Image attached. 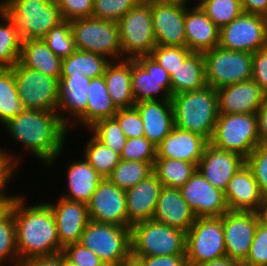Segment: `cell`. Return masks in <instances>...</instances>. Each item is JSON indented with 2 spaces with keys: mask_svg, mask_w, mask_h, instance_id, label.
<instances>
[{
  "mask_svg": "<svg viewBox=\"0 0 267 266\" xmlns=\"http://www.w3.org/2000/svg\"><path fill=\"white\" fill-rule=\"evenodd\" d=\"M1 126L12 142L23 146L26 152L29 150L47 168L63 155L69 129L57 112L24 109Z\"/></svg>",
  "mask_w": 267,
  "mask_h": 266,
  "instance_id": "cell-1",
  "label": "cell"
},
{
  "mask_svg": "<svg viewBox=\"0 0 267 266\" xmlns=\"http://www.w3.org/2000/svg\"><path fill=\"white\" fill-rule=\"evenodd\" d=\"M26 199L23 193L15 194L9 208L14 216L19 260L62 253L49 205L38 201L30 205Z\"/></svg>",
  "mask_w": 267,
  "mask_h": 266,
  "instance_id": "cell-2",
  "label": "cell"
},
{
  "mask_svg": "<svg viewBox=\"0 0 267 266\" xmlns=\"http://www.w3.org/2000/svg\"><path fill=\"white\" fill-rule=\"evenodd\" d=\"M171 102L174 125L199 134L209 142L219 116L217 90L206 85L199 90L173 95Z\"/></svg>",
  "mask_w": 267,
  "mask_h": 266,
  "instance_id": "cell-3",
  "label": "cell"
},
{
  "mask_svg": "<svg viewBox=\"0 0 267 266\" xmlns=\"http://www.w3.org/2000/svg\"><path fill=\"white\" fill-rule=\"evenodd\" d=\"M13 23L21 40L43 39L63 18L59 5L52 0H11L0 9Z\"/></svg>",
  "mask_w": 267,
  "mask_h": 266,
  "instance_id": "cell-4",
  "label": "cell"
},
{
  "mask_svg": "<svg viewBox=\"0 0 267 266\" xmlns=\"http://www.w3.org/2000/svg\"><path fill=\"white\" fill-rule=\"evenodd\" d=\"M131 256L186 254V232L146 220L131 226Z\"/></svg>",
  "mask_w": 267,
  "mask_h": 266,
  "instance_id": "cell-5",
  "label": "cell"
},
{
  "mask_svg": "<svg viewBox=\"0 0 267 266\" xmlns=\"http://www.w3.org/2000/svg\"><path fill=\"white\" fill-rule=\"evenodd\" d=\"M209 143L246 159L260 144L257 114L219 113Z\"/></svg>",
  "mask_w": 267,
  "mask_h": 266,
  "instance_id": "cell-6",
  "label": "cell"
},
{
  "mask_svg": "<svg viewBox=\"0 0 267 266\" xmlns=\"http://www.w3.org/2000/svg\"><path fill=\"white\" fill-rule=\"evenodd\" d=\"M70 25L77 50L97 53L111 61L123 59L118 22L87 17L72 20Z\"/></svg>",
  "mask_w": 267,
  "mask_h": 266,
  "instance_id": "cell-7",
  "label": "cell"
},
{
  "mask_svg": "<svg viewBox=\"0 0 267 266\" xmlns=\"http://www.w3.org/2000/svg\"><path fill=\"white\" fill-rule=\"evenodd\" d=\"M79 243L92 250L106 266H119L131 256V229L90 220Z\"/></svg>",
  "mask_w": 267,
  "mask_h": 266,
  "instance_id": "cell-8",
  "label": "cell"
},
{
  "mask_svg": "<svg viewBox=\"0 0 267 266\" xmlns=\"http://www.w3.org/2000/svg\"><path fill=\"white\" fill-rule=\"evenodd\" d=\"M123 59L150 55L156 46L151 2H140L118 21Z\"/></svg>",
  "mask_w": 267,
  "mask_h": 266,
  "instance_id": "cell-9",
  "label": "cell"
},
{
  "mask_svg": "<svg viewBox=\"0 0 267 266\" xmlns=\"http://www.w3.org/2000/svg\"><path fill=\"white\" fill-rule=\"evenodd\" d=\"M226 256L222 217H199L186 232L187 266Z\"/></svg>",
  "mask_w": 267,
  "mask_h": 266,
  "instance_id": "cell-10",
  "label": "cell"
},
{
  "mask_svg": "<svg viewBox=\"0 0 267 266\" xmlns=\"http://www.w3.org/2000/svg\"><path fill=\"white\" fill-rule=\"evenodd\" d=\"M203 54L206 84L215 90L252 78V53L217 46Z\"/></svg>",
  "mask_w": 267,
  "mask_h": 266,
  "instance_id": "cell-11",
  "label": "cell"
},
{
  "mask_svg": "<svg viewBox=\"0 0 267 266\" xmlns=\"http://www.w3.org/2000/svg\"><path fill=\"white\" fill-rule=\"evenodd\" d=\"M24 109L56 112L59 80L27 68L18 62L12 67Z\"/></svg>",
  "mask_w": 267,
  "mask_h": 266,
  "instance_id": "cell-12",
  "label": "cell"
},
{
  "mask_svg": "<svg viewBox=\"0 0 267 266\" xmlns=\"http://www.w3.org/2000/svg\"><path fill=\"white\" fill-rule=\"evenodd\" d=\"M219 47L232 51L254 53L267 46V18L242 13L220 28Z\"/></svg>",
  "mask_w": 267,
  "mask_h": 266,
  "instance_id": "cell-13",
  "label": "cell"
},
{
  "mask_svg": "<svg viewBox=\"0 0 267 266\" xmlns=\"http://www.w3.org/2000/svg\"><path fill=\"white\" fill-rule=\"evenodd\" d=\"M132 95L135 103L172 98L169 73L150 55L132 59Z\"/></svg>",
  "mask_w": 267,
  "mask_h": 266,
  "instance_id": "cell-14",
  "label": "cell"
},
{
  "mask_svg": "<svg viewBox=\"0 0 267 266\" xmlns=\"http://www.w3.org/2000/svg\"><path fill=\"white\" fill-rule=\"evenodd\" d=\"M222 217L226 257L243 263L260 222L257 212L227 211Z\"/></svg>",
  "mask_w": 267,
  "mask_h": 266,
  "instance_id": "cell-15",
  "label": "cell"
},
{
  "mask_svg": "<svg viewBox=\"0 0 267 266\" xmlns=\"http://www.w3.org/2000/svg\"><path fill=\"white\" fill-rule=\"evenodd\" d=\"M156 45L185 47V4L151 1Z\"/></svg>",
  "mask_w": 267,
  "mask_h": 266,
  "instance_id": "cell-16",
  "label": "cell"
},
{
  "mask_svg": "<svg viewBox=\"0 0 267 266\" xmlns=\"http://www.w3.org/2000/svg\"><path fill=\"white\" fill-rule=\"evenodd\" d=\"M89 219L128 227L125 190L103 179L87 203Z\"/></svg>",
  "mask_w": 267,
  "mask_h": 266,
  "instance_id": "cell-17",
  "label": "cell"
},
{
  "mask_svg": "<svg viewBox=\"0 0 267 266\" xmlns=\"http://www.w3.org/2000/svg\"><path fill=\"white\" fill-rule=\"evenodd\" d=\"M180 191L196 218L220 217L229 211L225 192L211 185L198 170Z\"/></svg>",
  "mask_w": 267,
  "mask_h": 266,
  "instance_id": "cell-18",
  "label": "cell"
},
{
  "mask_svg": "<svg viewBox=\"0 0 267 266\" xmlns=\"http://www.w3.org/2000/svg\"><path fill=\"white\" fill-rule=\"evenodd\" d=\"M53 212L60 246L80 242L90 221L87 204L59 196L57 202H46Z\"/></svg>",
  "mask_w": 267,
  "mask_h": 266,
  "instance_id": "cell-19",
  "label": "cell"
},
{
  "mask_svg": "<svg viewBox=\"0 0 267 266\" xmlns=\"http://www.w3.org/2000/svg\"><path fill=\"white\" fill-rule=\"evenodd\" d=\"M244 164L245 158L241 155L219 149L208 142L197 170L211 185L225 192L229 180Z\"/></svg>",
  "mask_w": 267,
  "mask_h": 266,
  "instance_id": "cell-20",
  "label": "cell"
},
{
  "mask_svg": "<svg viewBox=\"0 0 267 266\" xmlns=\"http://www.w3.org/2000/svg\"><path fill=\"white\" fill-rule=\"evenodd\" d=\"M90 81L91 78L82 74L78 76H60L56 112L68 128L87 109V93ZM67 115L69 116L67 117Z\"/></svg>",
  "mask_w": 267,
  "mask_h": 266,
  "instance_id": "cell-21",
  "label": "cell"
},
{
  "mask_svg": "<svg viewBox=\"0 0 267 266\" xmlns=\"http://www.w3.org/2000/svg\"><path fill=\"white\" fill-rule=\"evenodd\" d=\"M219 113H257L267 96L251 78L217 89Z\"/></svg>",
  "mask_w": 267,
  "mask_h": 266,
  "instance_id": "cell-22",
  "label": "cell"
},
{
  "mask_svg": "<svg viewBox=\"0 0 267 266\" xmlns=\"http://www.w3.org/2000/svg\"><path fill=\"white\" fill-rule=\"evenodd\" d=\"M225 199L229 211L258 212L266 198L251 170L244 164L229 180Z\"/></svg>",
  "mask_w": 267,
  "mask_h": 266,
  "instance_id": "cell-23",
  "label": "cell"
},
{
  "mask_svg": "<svg viewBox=\"0 0 267 266\" xmlns=\"http://www.w3.org/2000/svg\"><path fill=\"white\" fill-rule=\"evenodd\" d=\"M163 185L152 173L143 181L125 190L128 227L151 220Z\"/></svg>",
  "mask_w": 267,
  "mask_h": 266,
  "instance_id": "cell-24",
  "label": "cell"
},
{
  "mask_svg": "<svg viewBox=\"0 0 267 266\" xmlns=\"http://www.w3.org/2000/svg\"><path fill=\"white\" fill-rule=\"evenodd\" d=\"M219 33L220 29L197 4L185 5L186 47L191 52L204 53L217 47Z\"/></svg>",
  "mask_w": 267,
  "mask_h": 266,
  "instance_id": "cell-25",
  "label": "cell"
},
{
  "mask_svg": "<svg viewBox=\"0 0 267 266\" xmlns=\"http://www.w3.org/2000/svg\"><path fill=\"white\" fill-rule=\"evenodd\" d=\"M208 141L199 134L176 126L157 146V157L198 164Z\"/></svg>",
  "mask_w": 267,
  "mask_h": 266,
  "instance_id": "cell-26",
  "label": "cell"
},
{
  "mask_svg": "<svg viewBox=\"0 0 267 266\" xmlns=\"http://www.w3.org/2000/svg\"><path fill=\"white\" fill-rule=\"evenodd\" d=\"M134 107L143 121L144 136L158 146L175 126L171 100L141 101Z\"/></svg>",
  "mask_w": 267,
  "mask_h": 266,
  "instance_id": "cell-27",
  "label": "cell"
},
{
  "mask_svg": "<svg viewBox=\"0 0 267 266\" xmlns=\"http://www.w3.org/2000/svg\"><path fill=\"white\" fill-rule=\"evenodd\" d=\"M195 219L180 189L163 186L152 220L187 232Z\"/></svg>",
  "mask_w": 267,
  "mask_h": 266,
  "instance_id": "cell-28",
  "label": "cell"
},
{
  "mask_svg": "<svg viewBox=\"0 0 267 266\" xmlns=\"http://www.w3.org/2000/svg\"><path fill=\"white\" fill-rule=\"evenodd\" d=\"M68 164L67 183L61 197L87 204L103 177L84 157ZM66 191V192H65Z\"/></svg>",
  "mask_w": 267,
  "mask_h": 266,
  "instance_id": "cell-29",
  "label": "cell"
},
{
  "mask_svg": "<svg viewBox=\"0 0 267 266\" xmlns=\"http://www.w3.org/2000/svg\"><path fill=\"white\" fill-rule=\"evenodd\" d=\"M87 98L86 111L68 128L70 131L81 126L87 130L100 119L114 117L119 110L109 96L103 76L91 79Z\"/></svg>",
  "mask_w": 267,
  "mask_h": 266,
  "instance_id": "cell-30",
  "label": "cell"
},
{
  "mask_svg": "<svg viewBox=\"0 0 267 266\" xmlns=\"http://www.w3.org/2000/svg\"><path fill=\"white\" fill-rule=\"evenodd\" d=\"M111 100L118 108L134 107L132 59L111 61L103 74Z\"/></svg>",
  "mask_w": 267,
  "mask_h": 266,
  "instance_id": "cell-31",
  "label": "cell"
},
{
  "mask_svg": "<svg viewBox=\"0 0 267 266\" xmlns=\"http://www.w3.org/2000/svg\"><path fill=\"white\" fill-rule=\"evenodd\" d=\"M19 62L46 76L60 79L62 59L53 53L43 39L23 40Z\"/></svg>",
  "mask_w": 267,
  "mask_h": 266,
  "instance_id": "cell-32",
  "label": "cell"
},
{
  "mask_svg": "<svg viewBox=\"0 0 267 266\" xmlns=\"http://www.w3.org/2000/svg\"><path fill=\"white\" fill-rule=\"evenodd\" d=\"M171 94L199 90L205 87V61L201 52H191L170 75Z\"/></svg>",
  "mask_w": 267,
  "mask_h": 266,
  "instance_id": "cell-33",
  "label": "cell"
},
{
  "mask_svg": "<svg viewBox=\"0 0 267 266\" xmlns=\"http://www.w3.org/2000/svg\"><path fill=\"white\" fill-rule=\"evenodd\" d=\"M110 62L103 55L76 49L69 57L62 59L60 76L82 74L91 79L101 77Z\"/></svg>",
  "mask_w": 267,
  "mask_h": 266,
  "instance_id": "cell-34",
  "label": "cell"
},
{
  "mask_svg": "<svg viewBox=\"0 0 267 266\" xmlns=\"http://www.w3.org/2000/svg\"><path fill=\"white\" fill-rule=\"evenodd\" d=\"M197 164L187 161L156 158L153 173L164 187L180 189L195 173Z\"/></svg>",
  "mask_w": 267,
  "mask_h": 266,
  "instance_id": "cell-35",
  "label": "cell"
},
{
  "mask_svg": "<svg viewBox=\"0 0 267 266\" xmlns=\"http://www.w3.org/2000/svg\"><path fill=\"white\" fill-rule=\"evenodd\" d=\"M83 154L87 162L98 172L103 179H107L115 166L120 162V154L107 147L93 134L84 145Z\"/></svg>",
  "mask_w": 267,
  "mask_h": 266,
  "instance_id": "cell-36",
  "label": "cell"
},
{
  "mask_svg": "<svg viewBox=\"0 0 267 266\" xmlns=\"http://www.w3.org/2000/svg\"><path fill=\"white\" fill-rule=\"evenodd\" d=\"M23 110L12 68H0V124L4 125Z\"/></svg>",
  "mask_w": 267,
  "mask_h": 266,
  "instance_id": "cell-37",
  "label": "cell"
},
{
  "mask_svg": "<svg viewBox=\"0 0 267 266\" xmlns=\"http://www.w3.org/2000/svg\"><path fill=\"white\" fill-rule=\"evenodd\" d=\"M0 20V68H12L19 62L22 40L1 10Z\"/></svg>",
  "mask_w": 267,
  "mask_h": 266,
  "instance_id": "cell-38",
  "label": "cell"
},
{
  "mask_svg": "<svg viewBox=\"0 0 267 266\" xmlns=\"http://www.w3.org/2000/svg\"><path fill=\"white\" fill-rule=\"evenodd\" d=\"M152 173L153 167L149 163L120 160L107 179L120 189L127 190Z\"/></svg>",
  "mask_w": 267,
  "mask_h": 266,
  "instance_id": "cell-39",
  "label": "cell"
},
{
  "mask_svg": "<svg viewBox=\"0 0 267 266\" xmlns=\"http://www.w3.org/2000/svg\"><path fill=\"white\" fill-rule=\"evenodd\" d=\"M197 5L219 29L243 13L240 0H200Z\"/></svg>",
  "mask_w": 267,
  "mask_h": 266,
  "instance_id": "cell-40",
  "label": "cell"
},
{
  "mask_svg": "<svg viewBox=\"0 0 267 266\" xmlns=\"http://www.w3.org/2000/svg\"><path fill=\"white\" fill-rule=\"evenodd\" d=\"M18 262L14 216L9 210L0 218V266H16Z\"/></svg>",
  "mask_w": 267,
  "mask_h": 266,
  "instance_id": "cell-41",
  "label": "cell"
},
{
  "mask_svg": "<svg viewBox=\"0 0 267 266\" xmlns=\"http://www.w3.org/2000/svg\"><path fill=\"white\" fill-rule=\"evenodd\" d=\"M87 131L107 147L121 154L127 138L114 117L96 121Z\"/></svg>",
  "mask_w": 267,
  "mask_h": 266,
  "instance_id": "cell-42",
  "label": "cell"
},
{
  "mask_svg": "<svg viewBox=\"0 0 267 266\" xmlns=\"http://www.w3.org/2000/svg\"><path fill=\"white\" fill-rule=\"evenodd\" d=\"M53 53L61 59L69 57L75 50L70 21H63L51 28L43 38Z\"/></svg>",
  "mask_w": 267,
  "mask_h": 266,
  "instance_id": "cell-43",
  "label": "cell"
},
{
  "mask_svg": "<svg viewBox=\"0 0 267 266\" xmlns=\"http://www.w3.org/2000/svg\"><path fill=\"white\" fill-rule=\"evenodd\" d=\"M157 157V146L145 136L126 139L120 154L121 160L139 161L154 166Z\"/></svg>",
  "mask_w": 267,
  "mask_h": 266,
  "instance_id": "cell-44",
  "label": "cell"
},
{
  "mask_svg": "<svg viewBox=\"0 0 267 266\" xmlns=\"http://www.w3.org/2000/svg\"><path fill=\"white\" fill-rule=\"evenodd\" d=\"M140 0H94L92 17L118 22Z\"/></svg>",
  "mask_w": 267,
  "mask_h": 266,
  "instance_id": "cell-45",
  "label": "cell"
},
{
  "mask_svg": "<svg viewBox=\"0 0 267 266\" xmlns=\"http://www.w3.org/2000/svg\"><path fill=\"white\" fill-rule=\"evenodd\" d=\"M190 53L191 51L186 46L156 45L150 56L171 75Z\"/></svg>",
  "mask_w": 267,
  "mask_h": 266,
  "instance_id": "cell-46",
  "label": "cell"
},
{
  "mask_svg": "<svg viewBox=\"0 0 267 266\" xmlns=\"http://www.w3.org/2000/svg\"><path fill=\"white\" fill-rule=\"evenodd\" d=\"M262 194L267 198V144H258L245 159Z\"/></svg>",
  "mask_w": 267,
  "mask_h": 266,
  "instance_id": "cell-47",
  "label": "cell"
},
{
  "mask_svg": "<svg viewBox=\"0 0 267 266\" xmlns=\"http://www.w3.org/2000/svg\"><path fill=\"white\" fill-rule=\"evenodd\" d=\"M242 266H267V227L258 223L253 242Z\"/></svg>",
  "mask_w": 267,
  "mask_h": 266,
  "instance_id": "cell-48",
  "label": "cell"
},
{
  "mask_svg": "<svg viewBox=\"0 0 267 266\" xmlns=\"http://www.w3.org/2000/svg\"><path fill=\"white\" fill-rule=\"evenodd\" d=\"M126 138L143 137V121L135 107L119 108L114 115Z\"/></svg>",
  "mask_w": 267,
  "mask_h": 266,
  "instance_id": "cell-49",
  "label": "cell"
},
{
  "mask_svg": "<svg viewBox=\"0 0 267 266\" xmlns=\"http://www.w3.org/2000/svg\"><path fill=\"white\" fill-rule=\"evenodd\" d=\"M6 149L0 146V194H9L5 192L8 191L7 185L16 176L18 168L22 165L20 162H23L20 156Z\"/></svg>",
  "mask_w": 267,
  "mask_h": 266,
  "instance_id": "cell-50",
  "label": "cell"
},
{
  "mask_svg": "<svg viewBox=\"0 0 267 266\" xmlns=\"http://www.w3.org/2000/svg\"><path fill=\"white\" fill-rule=\"evenodd\" d=\"M62 254L78 266H106L92 250L79 242L65 246Z\"/></svg>",
  "mask_w": 267,
  "mask_h": 266,
  "instance_id": "cell-51",
  "label": "cell"
},
{
  "mask_svg": "<svg viewBox=\"0 0 267 266\" xmlns=\"http://www.w3.org/2000/svg\"><path fill=\"white\" fill-rule=\"evenodd\" d=\"M94 0H61L58 5L63 20L92 17Z\"/></svg>",
  "mask_w": 267,
  "mask_h": 266,
  "instance_id": "cell-52",
  "label": "cell"
},
{
  "mask_svg": "<svg viewBox=\"0 0 267 266\" xmlns=\"http://www.w3.org/2000/svg\"><path fill=\"white\" fill-rule=\"evenodd\" d=\"M252 79L267 95V46L252 53Z\"/></svg>",
  "mask_w": 267,
  "mask_h": 266,
  "instance_id": "cell-53",
  "label": "cell"
},
{
  "mask_svg": "<svg viewBox=\"0 0 267 266\" xmlns=\"http://www.w3.org/2000/svg\"><path fill=\"white\" fill-rule=\"evenodd\" d=\"M143 266H187L186 254L135 257Z\"/></svg>",
  "mask_w": 267,
  "mask_h": 266,
  "instance_id": "cell-54",
  "label": "cell"
},
{
  "mask_svg": "<svg viewBox=\"0 0 267 266\" xmlns=\"http://www.w3.org/2000/svg\"><path fill=\"white\" fill-rule=\"evenodd\" d=\"M16 266H62V253L19 260Z\"/></svg>",
  "mask_w": 267,
  "mask_h": 266,
  "instance_id": "cell-55",
  "label": "cell"
},
{
  "mask_svg": "<svg viewBox=\"0 0 267 266\" xmlns=\"http://www.w3.org/2000/svg\"><path fill=\"white\" fill-rule=\"evenodd\" d=\"M258 134L260 144H267V96L257 110Z\"/></svg>",
  "mask_w": 267,
  "mask_h": 266,
  "instance_id": "cell-56",
  "label": "cell"
},
{
  "mask_svg": "<svg viewBox=\"0 0 267 266\" xmlns=\"http://www.w3.org/2000/svg\"><path fill=\"white\" fill-rule=\"evenodd\" d=\"M244 13L257 14L267 18V0H240Z\"/></svg>",
  "mask_w": 267,
  "mask_h": 266,
  "instance_id": "cell-57",
  "label": "cell"
},
{
  "mask_svg": "<svg viewBox=\"0 0 267 266\" xmlns=\"http://www.w3.org/2000/svg\"><path fill=\"white\" fill-rule=\"evenodd\" d=\"M197 266H242V264L225 256L220 259L201 263Z\"/></svg>",
  "mask_w": 267,
  "mask_h": 266,
  "instance_id": "cell-58",
  "label": "cell"
},
{
  "mask_svg": "<svg viewBox=\"0 0 267 266\" xmlns=\"http://www.w3.org/2000/svg\"><path fill=\"white\" fill-rule=\"evenodd\" d=\"M15 194H0V218L3 217L10 208V204Z\"/></svg>",
  "mask_w": 267,
  "mask_h": 266,
  "instance_id": "cell-59",
  "label": "cell"
},
{
  "mask_svg": "<svg viewBox=\"0 0 267 266\" xmlns=\"http://www.w3.org/2000/svg\"><path fill=\"white\" fill-rule=\"evenodd\" d=\"M258 216L260 223L267 227V198L263 202V204L259 207Z\"/></svg>",
  "mask_w": 267,
  "mask_h": 266,
  "instance_id": "cell-60",
  "label": "cell"
},
{
  "mask_svg": "<svg viewBox=\"0 0 267 266\" xmlns=\"http://www.w3.org/2000/svg\"><path fill=\"white\" fill-rule=\"evenodd\" d=\"M119 266H143V265L137 258L130 256L127 259H125Z\"/></svg>",
  "mask_w": 267,
  "mask_h": 266,
  "instance_id": "cell-61",
  "label": "cell"
},
{
  "mask_svg": "<svg viewBox=\"0 0 267 266\" xmlns=\"http://www.w3.org/2000/svg\"><path fill=\"white\" fill-rule=\"evenodd\" d=\"M62 266H78L75 263L69 261L63 254H62Z\"/></svg>",
  "mask_w": 267,
  "mask_h": 266,
  "instance_id": "cell-62",
  "label": "cell"
},
{
  "mask_svg": "<svg viewBox=\"0 0 267 266\" xmlns=\"http://www.w3.org/2000/svg\"><path fill=\"white\" fill-rule=\"evenodd\" d=\"M158 1H161V2H178V3L185 4V5H189L190 4L189 1H192V0H158Z\"/></svg>",
  "mask_w": 267,
  "mask_h": 266,
  "instance_id": "cell-63",
  "label": "cell"
},
{
  "mask_svg": "<svg viewBox=\"0 0 267 266\" xmlns=\"http://www.w3.org/2000/svg\"><path fill=\"white\" fill-rule=\"evenodd\" d=\"M10 2H11V0L0 1V9H2L4 6L8 5Z\"/></svg>",
  "mask_w": 267,
  "mask_h": 266,
  "instance_id": "cell-64",
  "label": "cell"
},
{
  "mask_svg": "<svg viewBox=\"0 0 267 266\" xmlns=\"http://www.w3.org/2000/svg\"><path fill=\"white\" fill-rule=\"evenodd\" d=\"M141 2H151V1H155V0H140ZM158 1V0H157Z\"/></svg>",
  "mask_w": 267,
  "mask_h": 266,
  "instance_id": "cell-65",
  "label": "cell"
},
{
  "mask_svg": "<svg viewBox=\"0 0 267 266\" xmlns=\"http://www.w3.org/2000/svg\"><path fill=\"white\" fill-rule=\"evenodd\" d=\"M52 1L58 4L61 0H52Z\"/></svg>",
  "mask_w": 267,
  "mask_h": 266,
  "instance_id": "cell-66",
  "label": "cell"
}]
</instances>
